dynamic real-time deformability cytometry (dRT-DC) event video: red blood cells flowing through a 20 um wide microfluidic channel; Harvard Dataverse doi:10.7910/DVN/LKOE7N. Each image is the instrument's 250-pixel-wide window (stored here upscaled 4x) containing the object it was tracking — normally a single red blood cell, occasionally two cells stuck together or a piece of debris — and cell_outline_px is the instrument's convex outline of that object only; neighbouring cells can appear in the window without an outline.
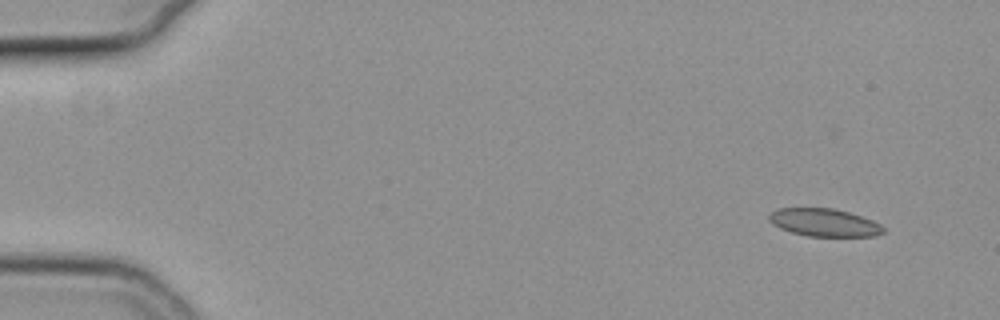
{"species": "common noctule bat (a hibernating species)", "species_latin": "Nyctalus noctula", "temperature_condition": "cold", "stored_images_in_passage": 8, "camera_frame_rate_fps": 3000, "um_per_image_px": 0.085, "animal": {"sex": "female", "body_mass_g": 19.3, "forearm_length_mm": 54.1}, "frame": {"image": 1, "passage_image": 1, "time_ms": 0.0, "image_size_px": [1000, 320], "cell_outline_px": [[884, 232], [876, 236], [808, 236], [792, 232], [780, 228], [772, 224], [768, 220], [768, 216], [776, 208], [832, 208], [848, 212], [872, 220], [880, 224], [884, 228]], "centroid_in_image_um": [70.04, 18.91], "position_along_channel_um": 15.0, "area_um2": 18.44}}